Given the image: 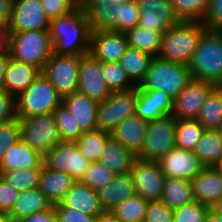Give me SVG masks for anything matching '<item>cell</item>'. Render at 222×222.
I'll list each match as a JSON object with an SVG mask.
<instances>
[{"label":"cell","mask_w":222,"mask_h":222,"mask_svg":"<svg viewBox=\"0 0 222 222\" xmlns=\"http://www.w3.org/2000/svg\"><path fill=\"white\" fill-rule=\"evenodd\" d=\"M49 34L56 54L83 56L89 53L91 31L83 7L51 20Z\"/></svg>","instance_id":"1"},{"label":"cell","mask_w":222,"mask_h":222,"mask_svg":"<svg viewBox=\"0 0 222 222\" xmlns=\"http://www.w3.org/2000/svg\"><path fill=\"white\" fill-rule=\"evenodd\" d=\"M188 67L192 79L222 84V31L205 30Z\"/></svg>","instance_id":"2"},{"label":"cell","mask_w":222,"mask_h":222,"mask_svg":"<svg viewBox=\"0 0 222 222\" xmlns=\"http://www.w3.org/2000/svg\"><path fill=\"white\" fill-rule=\"evenodd\" d=\"M205 30L202 22L180 21L163 33L158 57L188 65Z\"/></svg>","instance_id":"3"},{"label":"cell","mask_w":222,"mask_h":222,"mask_svg":"<svg viewBox=\"0 0 222 222\" xmlns=\"http://www.w3.org/2000/svg\"><path fill=\"white\" fill-rule=\"evenodd\" d=\"M191 79L188 65L170 62L157 56L151 59L145 79L138 86L141 89L164 91L173 99Z\"/></svg>","instance_id":"4"},{"label":"cell","mask_w":222,"mask_h":222,"mask_svg":"<svg viewBox=\"0 0 222 222\" xmlns=\"http://www.w3.org/2000/svg\"><path fill=\"white\" fill-rule=\"evenodd\" d=\"M62 96L41 73L15 98L17 118L53 113L62 103Z\"/></svg>","instance_id":"5"},{"label":"cell","mask_w":222,"mask_h":222,"mask_svg":"<svg viewBox=\"0 0 222 222\" xmlns=\"http://www.w3.org/2000/svg\"><path fill=\"white\" fill-rule=\"evenodd\" d=\"M10 56L20 62L34 65L41 71L53 54L49 30H28L11 33Z\"/></svg>","instance_id":"6"},{"label":"cell","mask_w":222,"mask_h":222,"mask_svg":"<svg viewBox=\"0 0 222 222\" xmlns=\"http://www.w3.org/2000/svg\"><path fill=\"white\" fill-rule=\"evenodd\" d=\"M18 119L21 139L43 157L62 142L53 113Z\"/></svg>","instance_id":"7"},{"label":"cell","mask_w":222,"mask_h":222,"mask_svg":"<svg viewBox=\"0 0 222 222\" xmlns=\"http://www.w3.org/2000/svg\"><path fill=\"white\" fill-rule=\"evenodd\" d=\"M138 86L128 90L113 91L108 98L98 102L97 129L111 132L125 118L135 115Z\"/></svg>","instance_id":"8"},{"label":"cell","mask_w":222,"mask_h":222,"mask_svg":"<svg viewBox=\"0 0 222 222\" xmlns=\"http://www.w3.org/2000/svg\"><path fill=\"white\" fill-rule=\"evenodd\" d=\"M177 120L169 115L147 122L143 147L137 158L148 161H158L176 146Z\"/></svg>","instance_id":"9"},{"label":"cell","mask_w":222,"mask_h":222,"mask_svg":"<svg viewBox=\"0 0 222 222\" xmlns=\"http://www.w3.org/2000/svg\"><path fill=\"white\" fill-rule=\"evenodd\" d=\"M80 60L81 56L53 52L41 71L62 97L78 91Z\"/></svg>","instance_id":"10"},{"label":"cell","mask_w":222,"mask_h":222,"mask_svg":"<svg viewBox=\"0 0 222 222\" xmlns=\"http://www.w3.org/2000/svg\"><path fill=\"white\" fill-rule=\"evenodd\" d=\"M44 164L59 172L67 173L80 181L91 161L79 151L74 141H62L51 149L43 159Z\"/></svg>","instance_id":"11"},{"label":"cell","mask_w":222,"mask_h":222,"mask_svg":"<svg viewBox=\"0 0 222 222\" xmlns=\"http://www.w3.org/2000/svg\"><path fill=\"white\" fill-rule=\"evenodd\" d=\"M137 195L147 201H160L166 176L156 161L137 158L130 170Z\"/></svg>","instance_id":"12"},{"label":"cell","mask_w":222,"mask_h":222,"mask_svg":"<svg viewBox=\"0 0 222 222\" xmlns=\"http://www.w3.org/2000/svg\"><path fill=\"white\" fill-rule=\"evenodd\" d=\"M216 86L212 83L191 79L184 89L173 98L171 116L178 119H196L201 106Z\"/></svg>","instance_id":"13"},{"label":"cell","mask_w":222,"mask_h":222,"mask_svg":"<svg viewBox=\"0 0 222 222\" xmlns=\"http://www.w3.org/2000/svg\"><path fill=\"white\" fill-rule=\"evenodd\" d=\"M50 21L40 0H13L9 21L11 33L49 30Z\"/></svg>","instance_id":"14"},{"label":"cell","mask_w":222,"mask_h":222,"mask_svg":"<svg viewBox=\"0 0 222 222\" xmlns=\"http://www.w3.org/2000/svg\"><path fill=\"white\" fill-rule=\"evenodd\" d=\"M166 177L192 181L205 166L194 151L175 146L158 161Z\"/></svg>","instance_id":"15"},{"label":"cell","mask_w":222,"mask_h":222,"mask_svg":"<svg viewBox=\"0 0 222 222\" xmlns=\"http://www.w3.org/2000/svg\"><path fill=\"white\" fill-rule=\"evenodd\" d=\"M101 74V62L98 59H95L90 53L81 56L78 91L97 102L108 98L112 91L108 88Z\"/></svg>","instance_id":"16"},{"label":"cell","mask_w":222,"mask_h":222,"mask_svg":"<svg viewBox=\"0 0 222 222\" xmlns=\"http://www.w3.org/2000/svg\"><path fill=\"white\" fill-rule=\"evenodd\" d=\"M138 26L157 32H165L180 21L174 13L170 0L138 1Z\"/></svg>","instance_id":"17"},{"label":"cell","mask_w":222,"mask_h":222,"mask_svg":"<svg viewBox=\"0 0 222 222\" xmlns=\"http://www.w3.org/2000/svg\"><path fill=\"white\" fill-rule=\"evenodd\" d=\"M127 48V37L123 32H91L89 53L100 62H119Z\"/></svg>","instance_id":"18"},{"label":"cell","mask_w":222,"mask_h":222,"mask_svg":"<svg viewBox=\"0 0 222 222\" xmlns=\"http://www.w3.org/2000/svg\"><path fill=\"white\" fill-rule=\"evenodd\" d=\"M172 100L164 91L141 89L138 86L135 115L146 122L169 116L172 111Z\"/></svg>","instance_id":"19"},{"label":"cell","mask_w":222,"mask_h":222,"mask_svg":"<svg viewBox=\"0 0 222 222\" xmlns=\"http://www.w3.org/2000/svg\"><path fill=\"white\" fill-rule=\"evenodd\" d=\"M54 207H67L79 210L86 215L98 217L104 210L100 204L97 191L76 181L63 199Z\"/></svg>","instance_id":"20"},{"label":"cell","mask_w":222,"mask_h":222,"mask_svg":"<svg viewBox=\"0 0 222 222\" xmlns=\"http://www.w3.org/2000/svg\"><path fill=\"white\" fill-rule=\"evenodd\" d=\"M62 103L73 115L82 132L97 129L98 102L79 91L62 98Z\"/></svg>","instance_id":"21"},{"label":"cell","mask_w":222,"mask_h":222,"mask_svg":"<svg viewBox=\"0 0 222 222\" xmlns=\"http://www.w3.org/2000/svg\"><path fill=\"white\" fill-rule=\"evenodd\" d=\"M40 74L41 70L38 67L17 61L10 57L5 70L3 90L16 98Z\"/></svg>","instance_id":"22"},{"label":"cell","mask_w":222,"mask_h":222,"mask_svg":"<svg viewBox=\"0 0 222 222\" xmlns=\"http://www.w3.org/2000/svg\"><path fill=\"white\" fill-rule=\"evenodd\" d=\"M97 195L104 211H113L120 203L137 195L130 173L116 175L113 180L97 190Z\"/></svg>","instance_id":"23"},{"label":"cell","mask_w":222,"mask_h":222,"mask_svg":"<svg viewBox=\"0 0 222 222\" xmlns=\"http://www.w3.org/2000/svg\"><path fill=\"white\" fill-rule=\"evenodd\" d=\"M112 0H88L83 9L91 32L113 30L117 32V7Z\"/></svg>","instance_id":"24"},{"label":"cell","mask_w":222,"mask_h":222,"mask_svg":"<svg viewBox=\"0 0 222 222\" xmlns=\"http://www.w3.org/2000/svg\"><path fill=\"white\" fill-rule=\"evenodd\" d=\"M196 201L212 207L222 198V174L214 167H205L192 181Z\"/></svg>","instance_id":"25"},{"label":"cell","mask_w":222,"mask_h":222,"mask_svg":"<svg viewBox=\"0 0 222 222\" xmlns=\"http://www.w3.org/2000/svg\"><path fill=\"white\" fill-rule=\"evenodd\" d=\"M147 122L132 115L120 122L110 133L111 137L138 155L143 147Z\"/></svg>","instance_id":"26"},{"label":"cell","mask_w":222,"mask_h":222,"mask_svg":"<svg viewBox=\"0 0 222 222\" xmlns=\"http://www.w3.org/2000/svg\"><path fill=\"white\" fill-rule=\"evenodd\" d=\"M44 157L30 147L21 138L10 145L0 163V171H12L21 168L43 167Z\"/></svg>","instance_id":"27"},{"label":"cell","mask_w":222,"mask_h":222,"mask_svg":"<svg viewBox=\"0 0 222 222\" xmlns=\"http://www.w3.org/2000/svg\"><path fill=\"white\" fill-rule=\"evenodd\" d=\"M137 155L110 137L102 151L99 163L108 167L116 175L130 173Z\"/></svg>","instance_id":"28"},{"label":"cell","mask_w":222,"mask_h":222,"mask_svg":"<svg viewBox=\"0 0 222 222\" xmlns=\"http://www.w3.org/2000/svg\"><path fill=\"white\" fill-rule=\"evenodd\" d=\"M75 182L71 175L55 171L43 163L38 188L54 205L63 199Z\"/></svg>","instance_id":"29"},{"label":"cell","mask_w":222,"mask_h":222,"mask_svg":"<svg viewBox=\"0 0 222 222\" xmlns=\"http://www.w3.org/2000/svg\"><path fill=\"white\" fill-rule=\"evenodd\" d=\"M53 206L39 188L21 191L18 200L9 213L10 217L23 219L34 213L42 212Z\"/></svg>","instance_id":"30"},{"label":"cell","mask_w":222,"mask_h":222,"mask_svg":"<svg viewBox=\"0 0 222 222\" xmlns=\"http://www.w3.org/2000/svg\"><path fill=\"white\" fill-rule=\"evenodd\" d=\"M161 201L172 210L195 201L191 181L166 177Z\"/></svg>","instance_id":"31"},{"label":"cell","mask_w":222,"mask_h":222,"mask_svg":"<svg viewBox=\"0 0 222 222\" xmlns=\"http://www.w3.org/2000/svg\"><path fill=\"white\" fill-rule=\"evenodd\" d=\"M163 33L136 26L127 30L125 35L128 47L146 52L152 57H157L160 53Z\"/></svg>","instance_id":"32"},{"label":"cell","mask_w":222,"mask_h":222,"mask_svg":"<svg viewBox=\"0 0 222 222\" xmlns=\"http://www.w3.org/2000/svg\"><path fill=\"white\" fill-rule=\"evenodd\" d=\"M205 167H214L222 159V137L218 130H205L194 150Z\"/></svg>","instance_id":"33"},{"label":"cell","mask_w":222,"mask_h":222,"mask_svg":"<svg viewBox=\"0 0 222 222\" xmlns=\"http://www.w3.org/2000/svg\"><path fill=\"white\" fill-rule=\"evenodd\" d=\"M196 120L205 130H218L222 125V89L216 86L201 106Z\"/></svg>","instance_id":"34"},{"label":"cell","mask_w":222,"mask_h":222,"mask_svg":"<svg viewBox=\"0 0 222 222\" xmlns=\"http://www.w3.org/2000/svg\"><path fill=\"white\" fill-rule=\"evenodd\" d=\"M152 58L146 52L128 47L125 54L120 58L119 63L130 80L138 86L145 79Z\"/></svg>","instance_id":"35"},{"label":"cell","mask_w":222,"mask_h":222,"mask_svg":"<svg viewBox=\"0 0 222 222\" xmlns=\"http://www.w3.org/2000/svg\"><path fill=\"white\" fill-rule=\"evenodd\" d=\"M111 133L103 130L83 132L74 142L80 153L91 162H98Z\"/></svg>","instance_id":"36"},{"label":"cell","mask_w":222,"mask_h":222,"mask_svg":"<svg viewBox=\"0 0 222 222\" xmlns=\"http://www.w3.org/2000/svg\"><path fill=\"white\" fill-rule=\"evenodd\" d=\"M42 167L19 168L12 171H0L1 178L17 191L38 188Z\"/></svg>","instance_id":"37"},{"label":"cell","mask_w":222,"mask_h":222,"mask_svg":"<svg viewBox=\"0 0 222 222\" xmlns=\"http://www.w3.org/2000/svg\"><path fill=\"white\" fill-rule=\"evenodd\" d=\"M204 131V127L196 119H178L176 146L194 151Z\"/></svg>","instance_id":"38"},{"label":"cell","mask_w":222,"mask_h":222,"mask_svg":"<svg viewBox=\"0 0 222 222\" xmlns=\"http://www.w3.org/2000/svg\"><path fill=\"white\" fill-rule=\"evenodd\" d=\"M179 21L203 22L209 8V0H170Z\"/></svg>","instance_id":"39"},{"label":"cell","mask_w":222,"mask_h":222,"mask_svg":"<svg viewBox=\"0 0 222 222\" xmlns=\"http://www.w3.org/2000/svg\"><path fill=\"white\" fill-rule=\"evenodd\" d=\"M149 201L135 195L120 203L112 212L120 222H142L145 219Z\"/></svg>","instance_id":"40"},{"label":"cell","mask_w":222,"mask_h":222,"mask_svg":"<svg viewBox=\"0 0 222 222\" xmlns=\"http://www.w3.org/2000/svg\"><path fill=\"white\" fill-rule=\"evenodd\" d=\"M101 70V75L112 92L128 90L136 86L119 62H101Z\"/></svg>","instance_id":"41"},{"label":"cell","mask_w":222,"mask_h":222,"mask_svg":"<svg viewBox=\"0 0 222 222\" xmlns=\"http://www.w3.org/2000/svg\"><path fill=\"white\" fill-rule=\"evenodd\" d=\"M53 114L62 141H75L83 134L79 124L63 103L54 110Z\"/></svg>","instance_id":"42"},{"label":"cell","mask_w":222,"mask_h":222,"mask_svg":"<svg viewBox=\"0 0 222 222\" xmlns=\"http://www.w3.org/2000/svg\"><path fill=\"white\" fill-rule=\"evenodd\" d=\"M115 176L116 174L110 171L108 167L99 162H91L80 182L97 191L109 184Z\"/></svg>","instance_id":"43"},{"label":"cell","mask_w":222,"mask_h":222,"mask_svg":"<svg viewBox=\"0 0 222 222\" xmlns=\"http://www.w3.org/2000/svg\"><path fill=\"white\" fill-rule=\"evenodd\" d=\"M211 209L208 205L193 201L173 210L174 222H205L206 215Z\"/></svg>","instance_id":"44"},{"label":"cell","mask_w":222,"mask_h":222,"mask_svg":"<svg viewBox=\"0 0 222 222\" xmlns=\"http://www.w3.org/2000/svg\"><path fill=\"white\" fill-rule=\"evenodd\" d=\"M138 1L124 3L117 7V32L125 33L139 24Z\"/></svg>","instance_id":"45"},{"label":"cell","mask_w":222,"mask_h":222,"mask_svg":"<svg viewBox=\"0 0 222 222\" xmlns=\"http://www.w3.org/2000/svg\"><path fill=\"white\" fill-rule=\"evenodd\" d=\"M20 122L16 117L8 122L0 124V163L6 149L20 139Z\"/></svg>","instance_id":"46"},{"label":"cell","mask_w":222,"mask_h":222,"mask_svg":"<svg viewBox=\"0 0 222 222\" xmlns=\"http://www.w3.org/2000/svg\"><path fill=\"white\" fill-rule=\"evenodd\" d=\"M144 222H174L173 210L161 200L149 201Z\"/></svg>","instance_id":"47"},{"label":"cell","mask_w":222,"mask_h":222,"mask_svg":"<svg viewBox=\"0 0 222 222\" xmlns=\"http://www.w3.org/2000/svg\"><path fill=\"white\" fill-rule=\"evenodd\" d=\"M44 12L50 20L71 12L76 8L71 0H40Z\"/></svg>","instance_id":"48"},{"label":"cell","mask_w":222,"mask_h":222,"mask_svg":"<svg viewBox=\"0 0 222 222\" xmlns=\"http://www.w3.org/2000/svg\"><path fill=\"white\" fill-rule=\"evenodd\" d=\"M202 24L208 30L222 31V0H209V8Z\"/></svg>","instance_id":"49"},{"label":"cell","mask_w":222,"mask_h":222,"mask_svg":"<svg viewBox=\"0 0 222 222\" xmlns=\"http://www.w3.org/2000/svg\"><path fill=\"white\" fill-rule=\"evenodd\" d=\"M20 192L4 181L0 176V210L10 213Z\"/></svg>","instance_id":"50"},{"label":"cell","mask_w":222,"mask_h":222,"mask_svg":"<svg viewBox=\"0 0 222 222\" xmlns=\"http://www.w3.org/2000/svg\"><path fill=\"white\" fill-rule=\"evenodd\" d=\"M57 222H96L97 217L67 207H54Z\"/></svg>","instance_id":"51"},{"label":"cell","mask_w":222,"mask_h":222,"mask_svg":"<svg viewBox=\"0 0 222 222\" xmlns=\"http://www.w3.org/2000/svg\"><path fill=\"white\" fill-rule=\"evenodd\" d=\"M15 98L5 90H0V124L16 118Z\"/></svg>","instance_id":"52"},{"label":"cell","mask_w":222,"mask_h":222,"mask_svg":"<svg viewBox=\"0 0 222 222\" xmlns=\"http://www.w3.org/2000/svg\"><path fill=\"white\" fill-rule=\"evenodd\" d=\"M24 222H57L54 205L45 211L34 213L23 218Z\"/></svg>","instance_id":"53"},{"label":"cell","mask_w":222,"mask_h":222,"mask_svg":"<svg viewBox=\"0 0 222 222\" xmlns=\"http://www.w3.org/2000/svg\"><path fill=\"white\" fill-rule=\"evenodd\" d=\"M11 31L9 23L0 22V54L9 52Z\"/></svg>","instance_id":"54"},{"label":"cell","mask_w":222,"mask_h":222,"mask_svg":"<svg viewBox=\"0 0 222 222\" xmlns=\"http://www.w3.org/2000/svg\"><path fill=\"white\" fill-rule=\"evenodd\" d=\"M13 0H0V22L9 23Z\"/></svg>","instance_id":"55"},{"label":"cell","mask_w":222,"mask_h":222,"mask_svg":"<svg viewBox=\"0 0 222 222\" xmlns=\"http://www.w3.org/2000/svg\"><path fill=\"white\" fill-rule=\"evenodd\" d=\"M10 57V52L0 54V90L3 89L5 70Z\"/></svg>","instance_id":"56"},{"label":"cell","mask_w":222,"mask_h":222,"mask_svg":"<svg viewBox=\"0 0 222 222\" xmlns=\"http://www.w3.org/2000/svg\"><path fill=\"white\" fill-rule=\"evenodd\" d=\"M96 222H120L112 211H103L96 219Z\"/></svg>","instance_id":"57"},{"label":"cell","mask_w":222,"mask_h":222,"mask_svg":"<svg viewBox=\"0 0 222 222\" xmlns=\"http://www.w3.org/2000/svg\"><path fill=\"white\" fill-rule=\"evenodd\" d=\"M205 222H222V217L210 209L206 215Z\"/></svg>","instance_id":"58"},{"label":"cell","mask_w":222,"mask_h":222,"mask_svg":"<svg viewBox=\"0 0 222 222\" xmlns=\"http://www.w3.org/2000/svg\"><path fill=\"white\" fill-rule=\"evenodd\" d=\"M211 210L222 217V198L211 207Z\"/></svg>","instance_id":"59"},{"label":"cell","mask_w":222,"mask_h":222,"mask_svg":"<svg viewBox=\"0 0 222 222\" xmlns=\"http://www.w3.org/2000/svg\"><path fill=\"white\" fill-rule=\"evenodd\" d=\"M9 218H10V215L8 212L0 210V222H7Z\"/></svg>","instance_id":"60"},{"label":"cell","mask_w":222,"mask_h":222,"mask_svg":"<svg viewBox=\"0 0 222 222\" xmlns=\"http://www.w3.org/2000/svg\"><path fill=\"white\" fill-rule=\"evenodd\" d=\"M76 7H83L88 0H71Z\"/></svg>","instance_id":"61"},{"label":"cell","mask_w":222,"mask_h":222,"mask_svg":"<svg viewBox=\"0 0 222 222\" xmlns=\"http://www.w3.org/2000/svg\"><path fill=\"white\" fill-rule=\"evenodd\" d=\"M132 1H135V0H112V3H113L114 5H116V4L122 5V4H124V3H129V2H132Z\"/></svg>","instance_id":"62"},{"label":"cell","mask_w":222,"mask_h":222,"mask_svg":"<svg viewBox=\"0 0 222 222\" xmlns=\"http://www.w3.org/2000/svg\"><path fill=\"white\" fill-rule=\"evenodd\" d=\"M214 168L222 174V159L214 166Z\"/></svg>","instance_id":"63"},{"label":"cell","mask_w":222,"mask_h":222,"mask_svg":"<svg viewBox=\"0 0 222 222\" xmlns=\"http://www.w3.org/2000/svg\"><path fill=\"white\" fill-rule=\"evenodd\" d=\"M7 222H24V221L23 219H16V218L10 217Z\"/></svg>","instance_id":"64"},{"label":"cell","mask_w":222,"mask_h":222,"mask_svg":"<svg viewBox=\"0 0 222 222\" xmlns=\"http://www.w3.org/2000/svg\"><path fill=\"white\" fill-rule=\"evenodd\" d=\"M218 131H219V133H220V135H221V137H222V125L220 126V128L218 129Z\"/></svg>","instance_id":"65"}]
</instances>
